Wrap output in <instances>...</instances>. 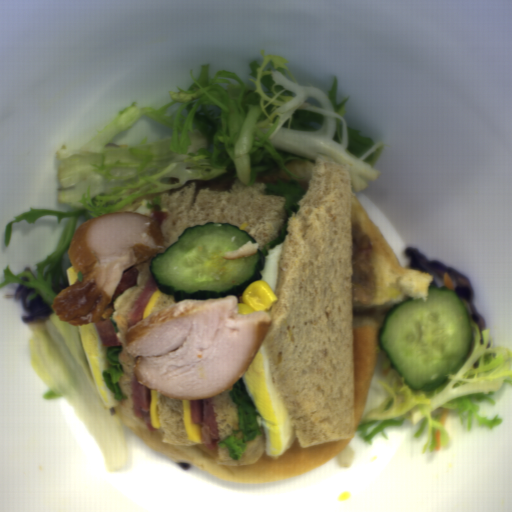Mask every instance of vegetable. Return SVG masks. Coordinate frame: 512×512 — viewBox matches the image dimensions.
Segmentation results:
<instances>
[{
    "mask_svg": "<svg viewBox=\"0 0 512 512\" xmlns=\"http://www.w3.org/2000/svg\"><path fill=\"white\" fill-rule=\"evenodd\" d=\"M263 62H249L246 84L235 72L219 70L210 77V63H202L196 78L194 68L188 89L167 91L171 100L159 107L139 108L131 101L103 129L77 146L57 149L56 177L59 205L67 211L30 208L13 215L4 227V245L13 238V224H33L44 216H57V226L66 219L54 252L37 263L35 274L29 269L13 274L9 264L2 268L0 291L12 282L34 289L29 302L39 295L52 309L59 293L70 287L64 274V255L71 245L80 217L84 222L125 206L143 196L168 192L188 181L214 180L233 174L245 186L262 177L283 172L288 178L265 183L263 195L285 198L284 219L277 238L264 244L268 251L281 244L288 234L292 212L307 193L287 167L288 161L314 164L318 155L351 166V189L359 193L382 173L375 168L381 159L384 141L361 135L348 127L344 115L350 97L338 103L340 81L332 74V85L322 88L299 85L286 63L290 60L266 55ZM144 116L172 129V136L135 145L104 148Z\"/></svg>",
    "mask_w": 512,
    "mask_h": 512,
    "instance_id": "1",
    "label": "vegetable"
},
{
    "mask_svg": "<svg viewBox=\"0 0 512 512\" xmlns=\"http://www.w3.org/2000/svg\"><path fill=\"white\" fill-rule=\"evenodd\" d=\"M472 325V341L469 355L462 368L455 374L447 373V381L431 391H413L394 369L392 363L383 359L381 377L375 380L386 393L376 409H370L358 424L356 435L371 445L374 437L381 433L388 440L386 427H400L408 421L414 427L420 422L414 434L419 439L427 427V436L422 446V455L436 450V431L440 434V448L449 439L447 428L440 423L441 414L433 415L436 409H449L457 412L460 425L466 420V430L471 431L473 420L478 427L486 426L494 430L504 422L499 413L492 419L479 415L480 407L474 403L496 406L495 395L506 384L512 387V349L506 346L492 348L491 328L481 333L477 323L469 318Z\"/></svg>",
    "mask_w": 512,
    "mask_h": 512,
    "instance_id": "2",
    "label": "vegetable"
},
{
    "mask_svg": "<svg viewBox=\"0 0 512 512\" xmlns=\"http://www.w3.org/2000/svg\"><path fill=\"white\" fill-rule=\"evenodd\" d=\"M28 324L31 366L48 387L43 400L64 398L103 455L108 472L129 466L122 425L103 403L85 356L80 326L61 321L53 311Z\"/></svg>",
    "mask_w": 512,
    "mask_h": 512,
    "instance_id": "3",
    "label": "vegetable"
}]
</instances>
